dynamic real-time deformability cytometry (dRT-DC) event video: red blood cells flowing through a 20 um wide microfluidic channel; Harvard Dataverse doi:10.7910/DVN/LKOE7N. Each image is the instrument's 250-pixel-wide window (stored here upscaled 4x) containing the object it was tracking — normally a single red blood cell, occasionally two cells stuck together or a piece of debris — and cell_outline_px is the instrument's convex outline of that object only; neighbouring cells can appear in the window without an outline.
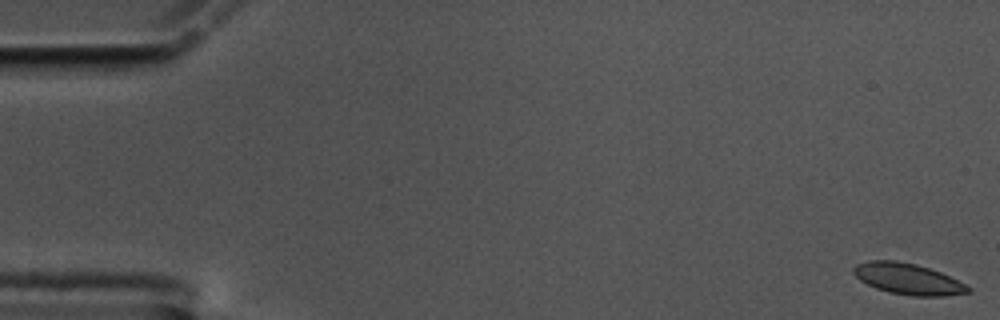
{"species": "common noctule bat (a hibernating species)", "species_latin": "Nyctalus noctula", "temperature_condition": "cold", "stored_images_in_passage": 57, "camera_frame_rate_fps": 3000, "um_per_image_px": 0.085, "animal": {"sex": "male", "body_mass_g": 17.5, "forearm_length_mm": 52.3}, "frame": {"image": 1, "passage_image": 1, "time_ms": 0.0, "image_size_px": [1000, 320], "cell_outline_px": [[972, 292], [944, 296], [912, 296], [892, 292], [876, 288], [860, 280], [852, 272], [852, 268], [856, 264], [868, 260], [896, 260], [916, 264], [940, 272], [972, 288]], "centroid_in_image_um": [77.16, 23.7], "position_along_channel_um": 7.8, "area_um2": 20.63}}
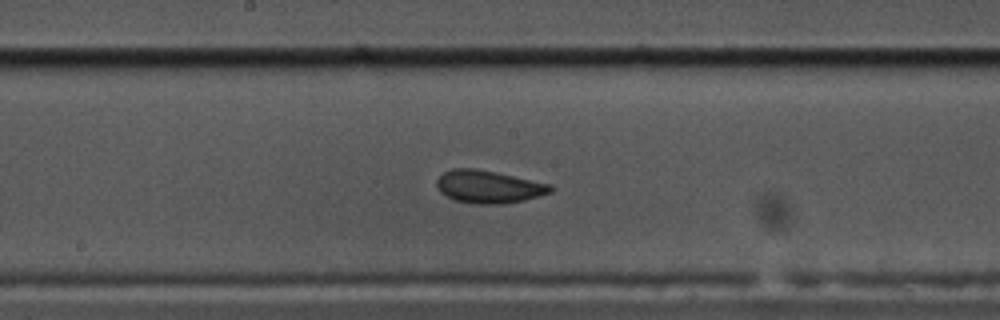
{"frame": {"image": 2, "passage_image": 30, "time_ms": 9.667, "image_size_px": [1000, 320], "cell_outline_px": [[556, 188], [552, 192], [540, 196], [524, 200], [500, 204], [476, 204], [456, 200], [440, 192], [436, 188], [436, 180], [444, 172], [452, 168], [472, 168], [496, 172], [552, 184]], "centroid_in_image_um": [41.57, 15.87], "position_along_channel_um": 206.6, "area_um2": 21.79}}
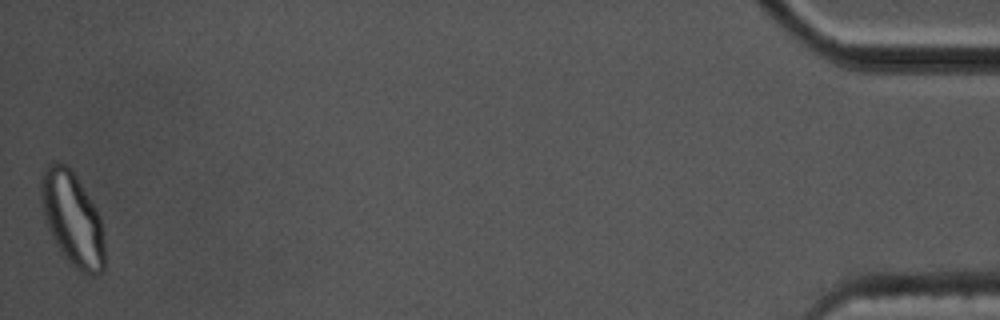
{"frame": {"image": 3, "passage_image": 57, "time_ms": 18.667, "image_size_px": [1000, 320], "cell_outline_px": [[104, 268], [96, 276], [92, 276], [76, 268], [60, 252], [44, 220], [40, 200], [40, 180], [44, 168], [48, 164], [68, 164], [76, 176], [96, 208], [100, 216], [104, 240]], "centroid_in_image_um": [6.14, 18.6], "position_along_channel_um": 429.1, "area_um2": 34.74}, "authors_computed_cell_mechanics": {"area_um2": 21.386, "velocity_mm_per_s": 3.5196, "shape_relaxation_time_tau1_ms": 4.6519, "shape_relaxation_time_tau2_ms": 1.6919, "deformation_change_tau1": 0.1081, "deformation_change_tau2": 0.0566}}